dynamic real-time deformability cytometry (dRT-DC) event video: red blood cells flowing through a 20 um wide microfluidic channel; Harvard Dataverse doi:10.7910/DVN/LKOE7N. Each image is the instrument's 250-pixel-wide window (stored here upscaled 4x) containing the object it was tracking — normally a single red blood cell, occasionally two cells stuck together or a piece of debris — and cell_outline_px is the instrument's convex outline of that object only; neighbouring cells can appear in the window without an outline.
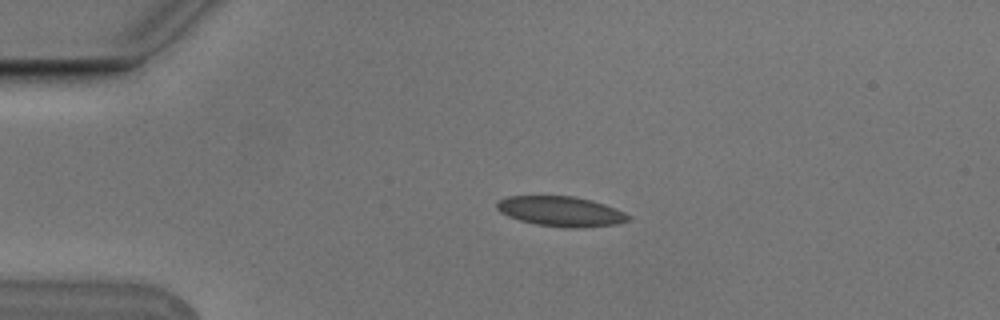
{"species": "Egyptian fruit bat (a non-hibernating species)", "species_latin": "Rousettus aegyptiacus", "temperature_condition": "cold", "stored_images_in_passage": 5, "camera_frame_rate_fps": 3000, "um_per_image_px": 0.085, "animal": {"sex": "male"}, "frame": {"image": 1, "passage_image": 4, "time_ms": 1.0, "image_size_px": [1000, 320], "cell_outline_px": [[632, 220], [616, 224], [580, 228], [564, 228], [536, 224], [520, 220], [508, 216], [500, 212], [496, 208], [496, 204], [500, 200], [508, 196], [572, 196], [592, 200], [616, 208], [632, 216]], "centroid_in_image_um": [47.72, 17.97], "position_along_channel_um": 37.3, "area_um2": 23.12}}